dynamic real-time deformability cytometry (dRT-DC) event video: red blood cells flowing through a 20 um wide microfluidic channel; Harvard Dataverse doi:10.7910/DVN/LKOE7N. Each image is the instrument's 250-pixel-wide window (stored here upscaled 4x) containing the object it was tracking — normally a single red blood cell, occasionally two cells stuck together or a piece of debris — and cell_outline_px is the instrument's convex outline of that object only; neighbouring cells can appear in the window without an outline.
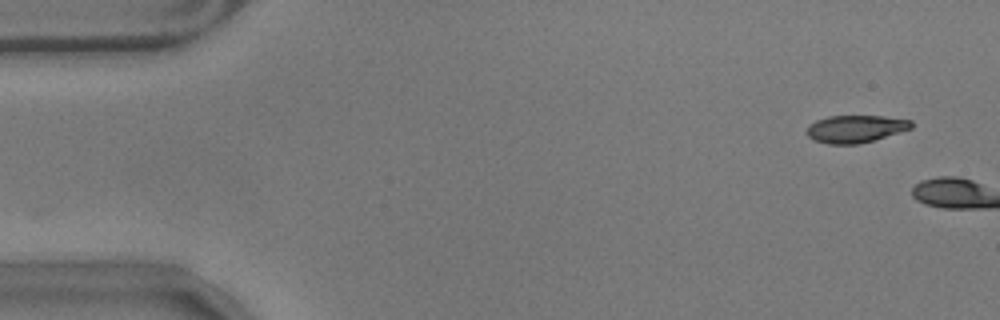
{"species": "common noctule bat (a hibernating species)", "species_latin": "Nyctalus noctula", "temperature_condition": "warm", "stored_images_in_passage": 2, "camera_frame_rate_fps": 3000, "um_per_image_px": 0.085, "animal": {"sex": "male", "body_mass_g": 17.9}, "frame": {"image": 1, "passage_image": 1, "time_ms": 0.0, "image_size_px": [1000, 320], "cell_outline_px": [[912, 128], [872, 140], [856, 144], [828, 144], [816, 140], [808, 136], [808, 124], [816, 120], [828, 116], [884, 116], [912, 120]], "centroid_in_image_um": [72.71, 10.94], "position_along_channel_um": 12.3, "area_um2": 16.47}}